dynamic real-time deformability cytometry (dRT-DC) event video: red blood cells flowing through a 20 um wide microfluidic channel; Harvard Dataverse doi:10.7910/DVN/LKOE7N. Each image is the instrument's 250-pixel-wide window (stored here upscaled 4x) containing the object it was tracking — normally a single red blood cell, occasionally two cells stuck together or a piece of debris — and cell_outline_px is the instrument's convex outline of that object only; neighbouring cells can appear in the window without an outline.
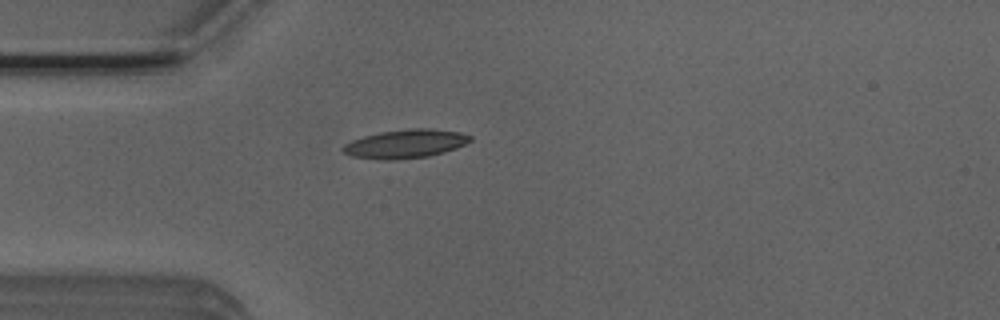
{"species": "Egyptian fruit bat (a non-hibernating species)", "species_latin": "Rousettus aegyptiacus", "temperature_condition": "room temperature", "stored_images_in_passage": 31, "camera_frame_rate_fps": 3000, "um_per_image_px": 0.085, "animal": {"sex": "male"}, "frame": {"image": 1, "passage_image": 1, "time_ms": 0.0, "image_size_px": [1000, 320], "cell_outline_px": [[472, 140], [456, 148], [444, 152], [428, 156], [396, 160], [380, 160], [352, 156], [344, 152], [340, 148], [344, 144], [352, 140], [364, 136], [380, 132], [408, 128], [428, 128], [460, 132], [472, 136]], "centroid_in_image_um": [34.45, 12.22], "position_along_channel_um": 50.6, "area_um2": 21.33}}
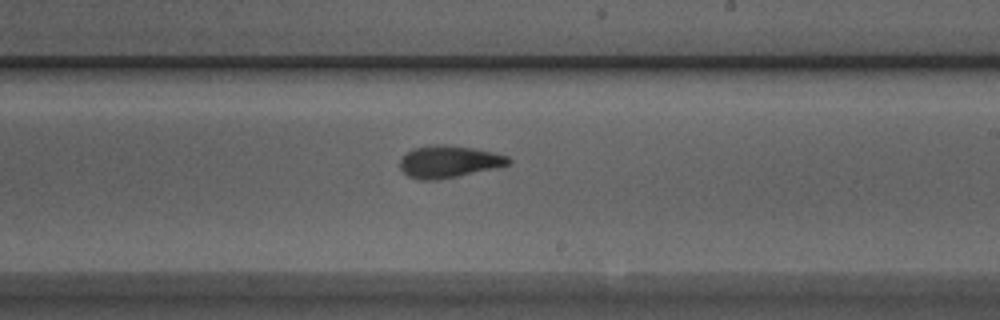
{"frame": {"image": 2, "passage_image": 17, "time_ms": 5.333, "image_size_px": [1000, 320], "cell_outline_px": [[512, 160], [508, 164], [496, 168], [440, 180], [420, 180], [408, 176], [400, 168], [400, 160], [412, 148], [436, 144], [444, 144], [472, 148], [492, 152], [508, 156]], "centroid_in_image_um": [38.14, 13.75], "position_along_channel_um": 250.9, "area_um2": 20.29}}
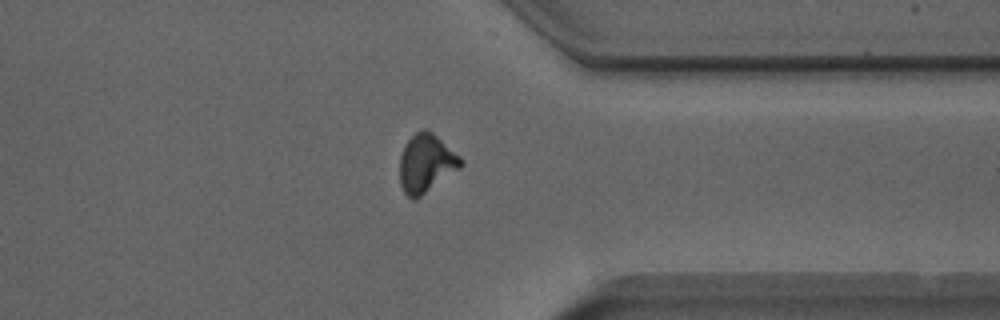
{"frame": {"image": 3, "passage_image": 27, "time_ms": 8.667, "image_size_px": [1000, 320], "cell_outline_px": [[464, 164], [460, 168], [416, 200], [412, 200], [404, 192], [400, 184], [400, 156], [404, 144], [416, 132], [424, 128], [428, 128], [460, 156], [464, 160]], "centroid_in_image_um": [36.22, 13.88], "position_along_channel_um": 375.2, "area_um2": 20.92}, "authors_computed_cell_mechanics": {"area_um2": 20.1722, "velocity_mm_per_s": 3.9102, "shape_relaxation_time_tau1_ms": 4.3598, "shape_relaxation_time_tau2_ms": 3.0338, "deformation_change_tau1": 0.1842, "deformation_change_tau2": 0.094}}